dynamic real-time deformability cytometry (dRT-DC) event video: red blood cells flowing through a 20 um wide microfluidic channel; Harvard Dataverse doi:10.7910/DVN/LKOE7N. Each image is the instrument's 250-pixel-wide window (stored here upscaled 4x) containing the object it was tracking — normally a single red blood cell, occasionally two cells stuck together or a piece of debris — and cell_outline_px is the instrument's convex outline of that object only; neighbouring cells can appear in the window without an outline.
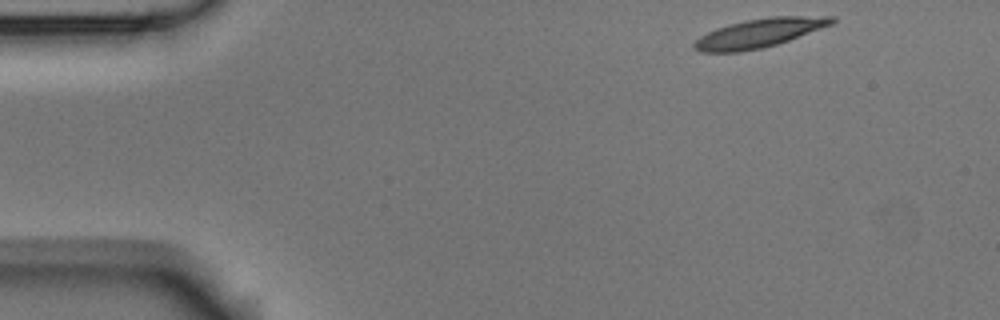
{"species": "Egyptian fruit bat (a non-hibernating species)", "species_latin": "Rousettus aegyptiacus", "temperature_condition": "room temperature", "stored_images_in_passage": 9, "camera_frame_rate_fps": 3000, "um_per_image_px": 0.085, "animal": {"sex": "male"}, "frame": {"image": 1, "passage_image": 1, "time_ms": 0.0, "image_size_px": [1000, 320], "cell_outline_px": [[836, 20], [832, 24], [788, 40], [764, 48], [740, 52], [700, 52], [692, 48], [692, 44], [700, 36], [716, 28], [728, 24], [768, 16], [836, 16]], "centroid_in_image_um": [64.51, 2.81], "position_along_channel_um": 20.5, "area_um2": 23.12}}